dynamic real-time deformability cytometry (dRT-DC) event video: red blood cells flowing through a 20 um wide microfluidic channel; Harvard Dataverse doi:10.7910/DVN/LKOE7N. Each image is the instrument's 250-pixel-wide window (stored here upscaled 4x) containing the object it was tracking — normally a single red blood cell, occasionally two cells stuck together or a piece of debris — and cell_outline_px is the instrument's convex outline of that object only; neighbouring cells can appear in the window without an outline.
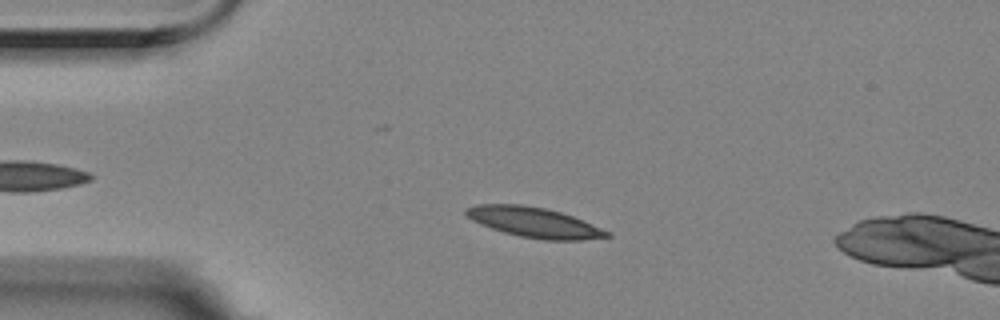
{"species": "Egyptian fruit bat (a non-hibernating species)", "species_latin": "Rousettus aegyptiacus", "temperature_condition": "room temperature", "stored_images_in_passage": 5, "camera_frame_rate_fps": 3000, "um_per_image_px": 0.085, "animal": {"sex": "female"}, "frame": {"image": 1, "passage_image": 3, "time_ms": 0.667, "image_size_px": [1000, 320], "cell_outline_px": [[612, 236], [584, 240], [544, 240], [520, 236], [504, 232], [480, 224], [472, 220], [464, 212], [464, 208], [476, 204], [520, 204], [544, 208], [560, 212], [572, 216], [612, 232]], "centroid_in_image_um": [45.41, 18.9], "position_along_channel_um": 39.6, "area_um2": 24.68}}